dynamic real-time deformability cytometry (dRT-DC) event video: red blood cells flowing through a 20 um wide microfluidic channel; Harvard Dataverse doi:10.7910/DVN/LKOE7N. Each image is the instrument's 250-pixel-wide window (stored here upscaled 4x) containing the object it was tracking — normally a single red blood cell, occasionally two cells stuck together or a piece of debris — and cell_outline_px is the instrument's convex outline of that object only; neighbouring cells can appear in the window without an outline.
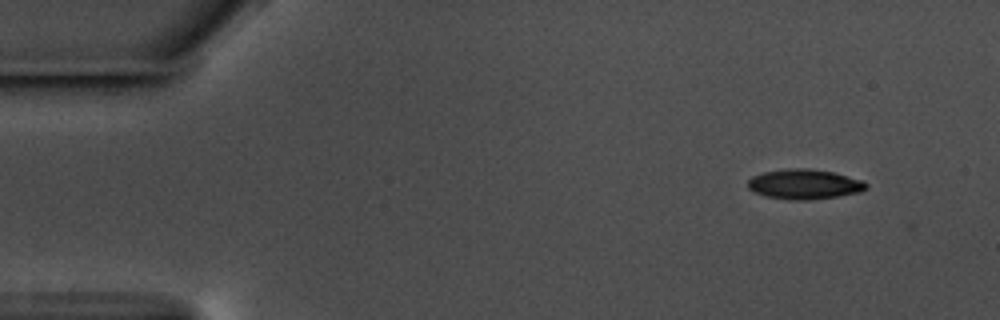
{"species": "common noctule bat (a hibernating species)", "species_latin": "Nyctalus noctula", "temperature_condition": "warm", "stored_images_in_passage": 3, "camera_frame_rate_fps": 3000, "um_per_image_px": 0.085, "animal": {"sex": "male", "body_mass_g": 17.5, "forearm_length_mm": 52.3}, "frame": {"image": 1, "passage_image": 2, "time_ms": 0.333, "image_size_px": [1000, 320], "cell_outline_px": [[868, 188], [860, 192], [836, 196], [804, 200], [796, 200], [768, 196], [756, 192], [748, 188], [748, 180], [752, 176], [764, 172], [788, 168], [808, 168], [832, 172], [864, 180], [868, 184]], "centroid_in_image_um": [68.4, 15.64], "position_along_channel_um": 16.6, "area_um2": 20.4}}